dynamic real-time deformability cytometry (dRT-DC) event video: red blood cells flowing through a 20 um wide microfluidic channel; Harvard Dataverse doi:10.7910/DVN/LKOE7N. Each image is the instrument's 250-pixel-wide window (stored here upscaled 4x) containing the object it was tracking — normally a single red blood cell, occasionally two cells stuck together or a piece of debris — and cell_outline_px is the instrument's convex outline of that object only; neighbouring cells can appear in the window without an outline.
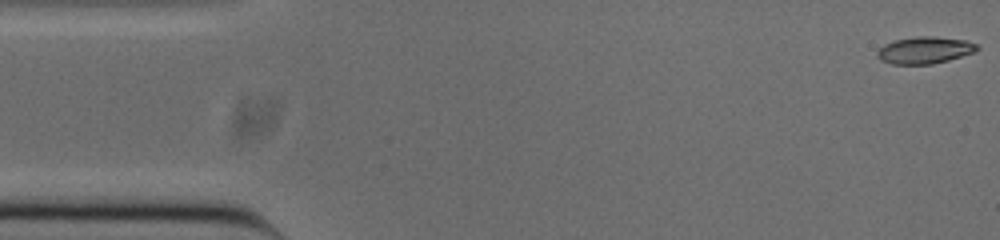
{"species": "common noctule bat (a hibernating species)", "species_latin": "Nyctalus noctula", "temperature_condition": "cold", "stored_images_in_passage": 52, "camera_frame_rate_fps": 3000, "um_per_image_px": 0.085, "animal": {"sex": "male", "body_mass_g": 20.0, "forearm_length_mm": 53.3}, "frame": {"image": 1, "passage_image": 1, "time_ms": 0.0, "image_size_px": [1000, 240], "cell_outline_px": [[980, 48], [976, 52], [948, 60], [932, 64], [892, 64], [880, 60], [876, 56], [876, 52], [884, 44], [896, 40], [916, 36], [932, 36], [964, 40], [976, 44]], "centroid_in_image_um": [78.59, 4.27], "position_along_channel_um": 6.4, "area_um2": 15.66}}
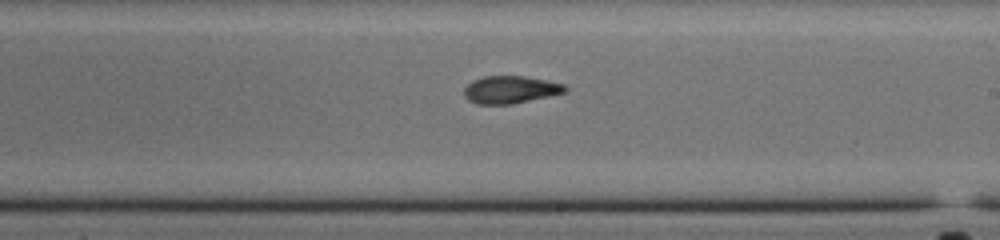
{"frame": {"image": 2, "passage_image": 29, "time_ms": 9.333, "image_size_px": [1000, 240], "cell_outline_px": [[568, 88], [564, 92], [548, 96], [512, 104], [476, 104], [468, 100], [464, 96], [464, 88], [472, 80], [484, 76], [524, 76], [564, 84]], "centroid_in_image_um": [43.34, 7.62], "position_along_channel_um": 245.7, "area_um2": 16.07}}
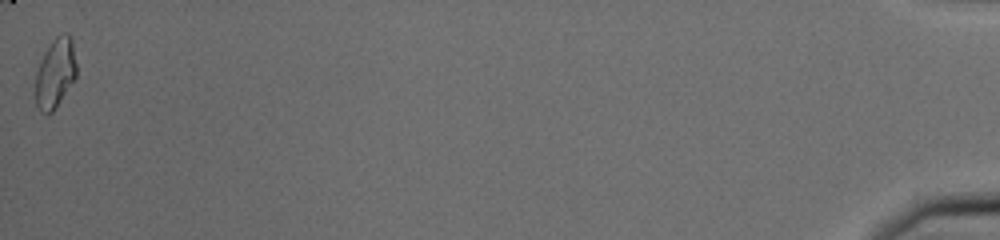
{"frame": {"image": 3, "passage_image": 52, "time_ms": 17.0, "image_size_px": [1000, 240], "cell_outline_px": [[76, 76], [52, 112], [48, 116], [40, 112], [36, 104], [36, 72], [44, 52], [52, 40], [60, 32], [68, 32], [72, 36], [76, 64]], "centroid_in_image_um": [4.7, 6.17], "position_along_channel_um": 430.5, "area_um2": 16.7}, "authors_computed_cell_mechanics": {"area_um2": 16.184, "velocity_mm_per_s": 3.8612, "shape_relaxation_time_tau1_ms": null, "shape_relaxation_time_tau2_ms": 3.5821, "deformation_change_tau1": null, "deformation_change_tau2": 0.1063}}